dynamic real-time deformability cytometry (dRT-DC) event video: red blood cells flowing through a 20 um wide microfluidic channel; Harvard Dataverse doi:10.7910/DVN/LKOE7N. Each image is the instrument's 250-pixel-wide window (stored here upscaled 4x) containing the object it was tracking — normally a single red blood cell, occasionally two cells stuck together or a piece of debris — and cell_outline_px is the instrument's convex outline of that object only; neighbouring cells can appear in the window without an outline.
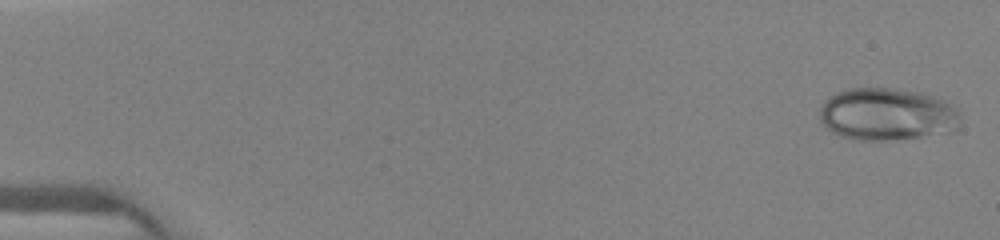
{"species": "human", "species_latin": "Homo sapiens", "temperature_condition": "warm", "stored_images_in_passage": 12, "camera_frame_rate_fps": 3000, "um_per_image_px": 0.085, "donor": {"sex": "female"}, "frame": {"image": 1, "passage_image": 1, "time_ms": 0.0, "image_size_px": [1000, 240], "cell_outline_px": [[960, 124], [952, 132], [920, 136], [884, 140], [856, 140], [840, 136], [824, 128], [820, 120], [820, 108], [824, 100], [840, 92], [852, 88], [888, 88], [924, 92], [944, 100], [952, 104], [960, 112]], "centroid_in_image_um": [75.42, 9.71], "position_along_channel_um": 9.6, "area_um2": 43.18}}